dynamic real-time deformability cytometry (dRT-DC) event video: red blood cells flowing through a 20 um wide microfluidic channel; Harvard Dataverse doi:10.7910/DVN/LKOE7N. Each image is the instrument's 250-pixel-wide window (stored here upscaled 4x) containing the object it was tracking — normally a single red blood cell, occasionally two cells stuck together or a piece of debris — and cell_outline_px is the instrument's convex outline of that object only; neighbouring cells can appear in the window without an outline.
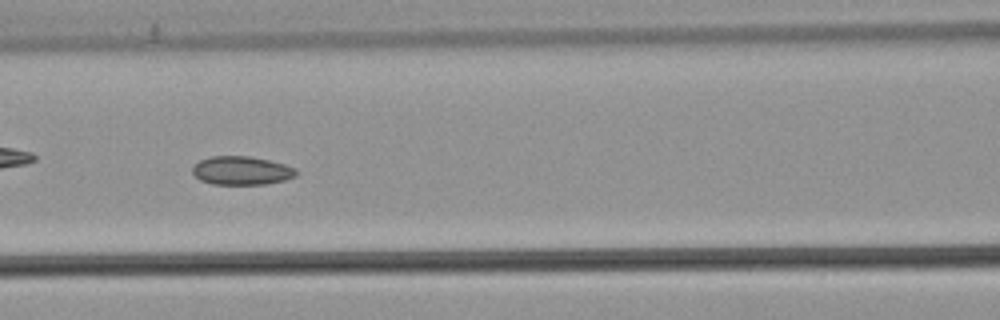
{"species": "common noctule bat (a hibernating species)", "species_latin": "Nyctalus noctula", "temperature_condition": "warm", "stored_images_in_passage": 43, "camera_frame_rate_fps": 3000, "um_per_image_px": 0.085, "animal": {"sex": "male", "body_mass_g": 21.5, "forearm_length_mm": 52.0}, "frame": {"image": 1, "passage_image": 13, "time_ms": 4.0, "image_size_px": [1000, 320], "cell_outline_px": [[300, 172], [296, 176], [284, 180], [268, 184], [212, 184], [200, 180], [192, 172], [192, 168], [200, 160], [212, 156], [248, 156], [268, 160], [284, 164]], "centroid_in_image_um": [20.54, 14.5], "position_along_channel_um": 146.1, "area_um2": 17.17}}
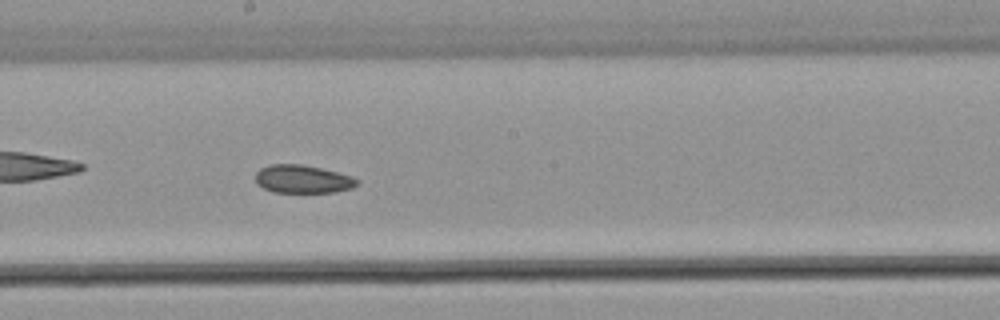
{"frame": {"image": 2, "passage_image": 19, "time_ms": 6.0, "image_size_px": [1000, 320], "cell_outline_px": [[360, 180], [352, 188], [336, 192], [272, 192], [256, 184], [256, 172], [260, 168], [272, 164], [300, 164], [320, 168], [352, 176]], "centroid_in_image_um": [25.71, 15.23], "position_along_channel_um": 222.5, "area_um2": 16.59}}
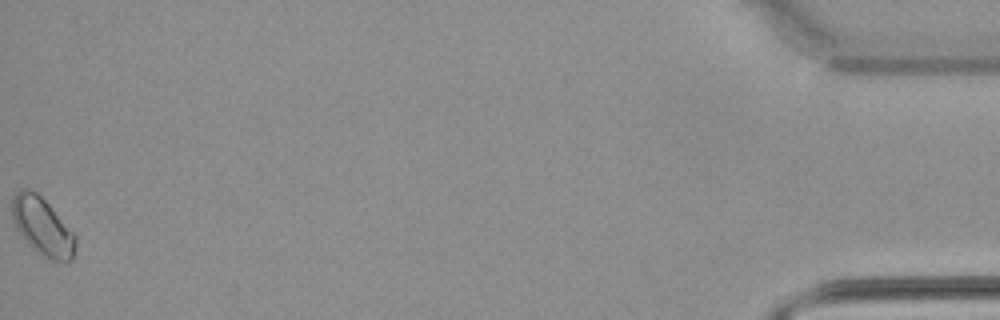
{"frame": {"image": 3, "passage_image": 43, "time_ms": 14.0, "image_size_px": [1000, 320], "cell_outline_px": [[76, 244], [72, 260], [48, 260], [40, 256], [28, 244], [16, 228], [12, 220], [12, 200], [16, 192], [20, 188], [28, 188], [36, 192], [48, 204], [76, 236]], "centroid_in_image_um": [3.58, 19.26], "position_along_channel_um": 431.6, "area_um2": 21.21}}